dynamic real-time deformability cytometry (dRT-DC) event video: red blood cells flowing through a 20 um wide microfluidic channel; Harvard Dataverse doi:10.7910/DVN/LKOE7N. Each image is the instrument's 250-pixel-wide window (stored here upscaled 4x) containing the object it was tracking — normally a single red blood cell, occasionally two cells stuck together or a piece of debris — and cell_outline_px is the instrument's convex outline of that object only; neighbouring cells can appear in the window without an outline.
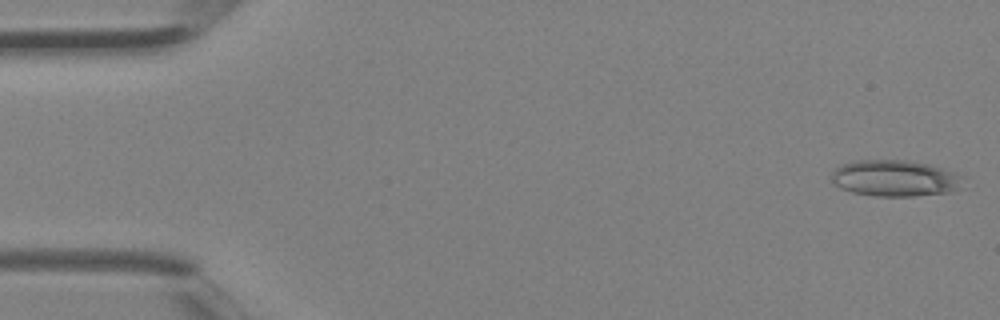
{"species": "Egyptian fruit bat (a non-hibernating species)", "species_latin": "Rousettus aegyptiacus", "temperature_condition": "room temperature", "stored_images_in_passage": 5, "camera_frame_rate_fps": 3000, "um_per_image_px": 0.085, "animal": {"sex": "female"}, "frame": {"image": 1, "passage_image": 1, "time_ms": 0.0, "image_size_px": [1000, 320], "cell_outline_px": [[960, 188], [952, 192], [916, 196], [876, 196], [852, 192], [840, 188], [832, 180], [832, 172], [840, 164], [856, 160], [904, 160], [928, 164], [940, 168], [960, 176]], "centroid_in_image_um": [76.01, 15.16], "position_along_channel_um": 9.0, "area_um2": 27.57}}
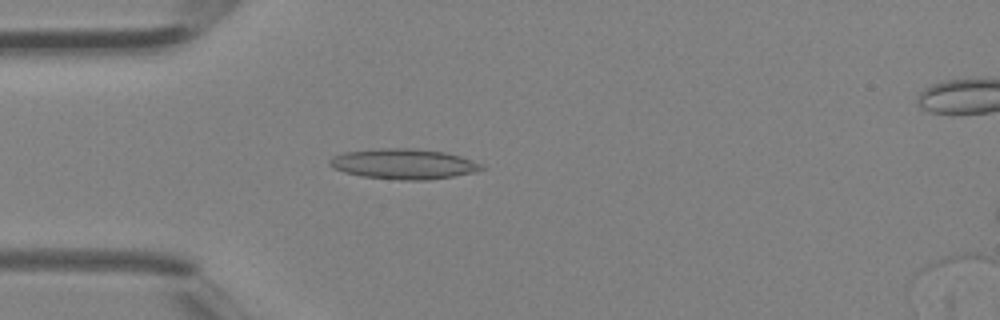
{"frame": {"image": 2, "passage_image": 4, "time_ms": 1.0, "image_size_px": [1000, 320], "cell_outline_px": [[488, 168], [476, 172], [428, 180], [400, 180], [360, 176], [344, 172], [332, 168], [328, 164], [328, 160], [332, 156], [344, 152], [384, 148], [416, 148], [444, 152], [460, 156], [484, 164]], "centroid_in_image_um": [34.32, 13.94], "position_along_channel_um": 50.7, "area_um2": 27.11}}